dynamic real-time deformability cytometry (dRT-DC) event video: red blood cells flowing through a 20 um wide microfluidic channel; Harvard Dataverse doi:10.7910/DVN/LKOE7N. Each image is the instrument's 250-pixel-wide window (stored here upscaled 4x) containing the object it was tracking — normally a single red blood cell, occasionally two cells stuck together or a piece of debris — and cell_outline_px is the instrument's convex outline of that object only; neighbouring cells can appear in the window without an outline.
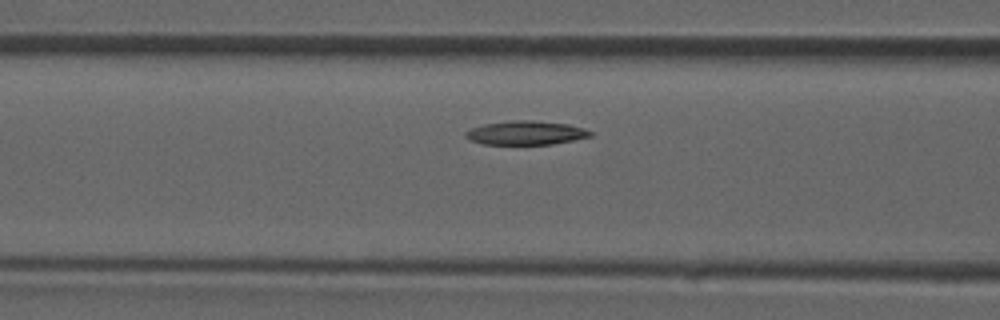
{"species": "common noctule bat (a hibernating species)", "species_latin": "Nyctalus noctula", "temperature_condition": "room temperature", "stored_images_in_passage": 14, "camera_frame_rate_fps": 3000, "um_per_image_px": 0.085, "animal": {"sex": "male", "forearm_length_mm": 52.5}, "frame": {"image": 1, "passage_image": 12, "time_ms": 3.667, "image_size_px": [1000, 320], "cell_outline_px": [[592, 136], [552, 144], [484, 144], [472, 140], [464, 136], [464, 132], [472, 128], [484, 124], [512, 120], [532, 120], [568, 124], [584, 128], [592, 132]], "centroid_in_image_um": [44.7, 11.28], "position_along_channel_um": 121.9, "area_um2": 17.22}}